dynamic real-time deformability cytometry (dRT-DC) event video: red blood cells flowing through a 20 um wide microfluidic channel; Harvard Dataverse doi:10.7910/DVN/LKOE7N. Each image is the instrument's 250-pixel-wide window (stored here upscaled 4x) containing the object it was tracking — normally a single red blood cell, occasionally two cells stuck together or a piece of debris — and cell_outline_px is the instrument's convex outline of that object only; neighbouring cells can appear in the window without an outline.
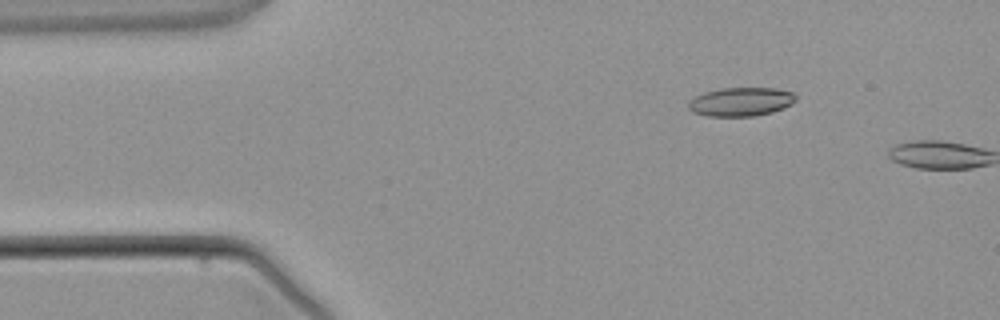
{"species": "common noctule bat (a hibernating species)", "species_latin": "Nyctalus noctula", "temperature_condition": "warm", "stored_images_in_passage": 3, "camera_frame_rate_fps": 3000, "um_per_image_px": 0.085, "animal": {"sex": "male", "body_mass_g": 21.5, "forearm_length_mm": 52.0}, "frame": {"image": 1, "passage_image": 2, "time_ms": 1.333, "image_size_px": [1000, 320], "cell_outline_px": [[796, 100], [792, 104], [784, 108], [772, 112], [756, 116], [708, 116], [692, 112], [688, 108], [688, 100], [704, 92], [720, 88], [776, 88], [792, 92], [796, 96]], "centroid_in_image_um": [62.97, 8.65], "position_along_channel_um": 22.0, "area_um2": 18.15}}